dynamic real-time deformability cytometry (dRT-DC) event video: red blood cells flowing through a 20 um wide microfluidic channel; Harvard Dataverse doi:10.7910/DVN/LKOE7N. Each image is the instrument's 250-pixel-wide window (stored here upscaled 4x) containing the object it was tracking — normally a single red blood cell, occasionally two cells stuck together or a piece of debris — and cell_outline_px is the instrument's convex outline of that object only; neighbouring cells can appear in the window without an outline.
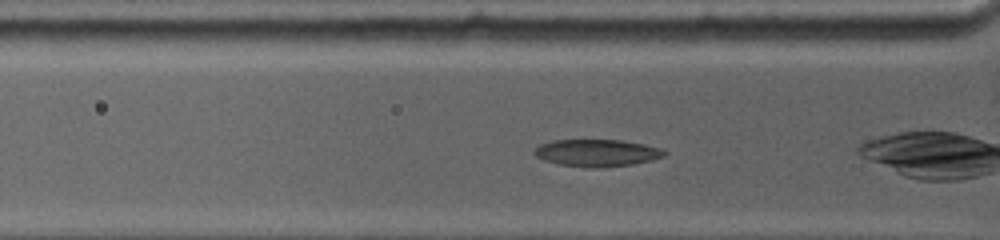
{"species": "common noctule bat (a hibernating species)", "species_latin": "Nyctalus noctula", "temperature_condition": "warm", "stored_images_in_passage": 29, "camera_frame_rate_fps": 4500, "um_per_image_px": 0.085, "animal": {"sex": "female", "body_mass_g": 19.0, "forearm_length_mm": 53.3}, "frame": {"image": 1, "passage_image": 6, "time_ms": 1.111, "image_size_px": [1000, 240], "cell_outline_px": [[668, 152], [664, 156], [632, 164], [600, 168], [584, 168], [560, 164], [544, 160], [536, 156], [532, 152], [540, 144], [552, 140], [620, 140], [644, 144], [660, 148]], "centroid_in_image_um": [50.71, 13.0], "position_along_channel_um": 75.1, "area_um2": 20.52}, "authors_computed_cell_mechanics": {"area_um2": 20.519, "velocity_mm_per_s": 3.7402, "shape_relaxation_time_tau1_ms": 4.0815, "shape_relaxation_time_tau2_ms": 5.4548, "deformation_change_tau1": 0.1411, "deformation_change_tau2": 0.0561}}